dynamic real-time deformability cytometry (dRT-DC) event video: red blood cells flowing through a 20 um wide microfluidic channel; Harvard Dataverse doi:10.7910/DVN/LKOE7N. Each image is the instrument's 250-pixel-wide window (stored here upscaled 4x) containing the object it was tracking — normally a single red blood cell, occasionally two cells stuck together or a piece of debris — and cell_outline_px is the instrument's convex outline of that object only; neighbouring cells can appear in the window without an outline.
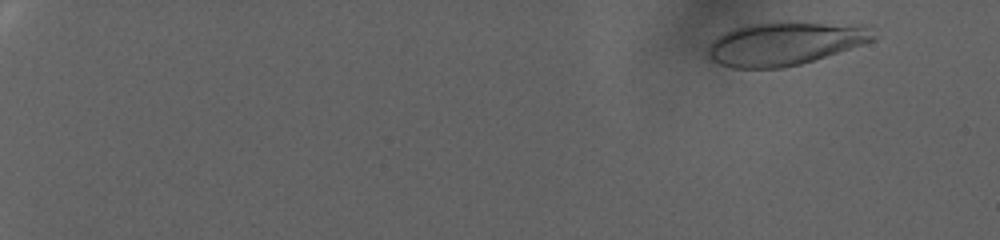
{"species": "human", "species_latin": "Homo sapiens", "temperature_condition": "warm", "stored_images_in_passage": 90, "camera_frame_rate_fps": 3000, "um_per_image_px": 0.085, "donor": {"sex": "female"}, "frame": {"image": 1, "passage_image": 6, "time_ms": 1.667, "image_size_px": [1000, 240], "cell_outline_px": [[876, 40], [800, 64], [780, 68], [732, 68], [720, 64], [712, 60], [708, 56], [708, 48], [724, 32], [748, 24], [788, 20], [868, 28], [876, 36]], "centroid_in_image_um": [66.66, 3.7], "position_along_channel_um": 18.3, "area_um2": 41.1}}
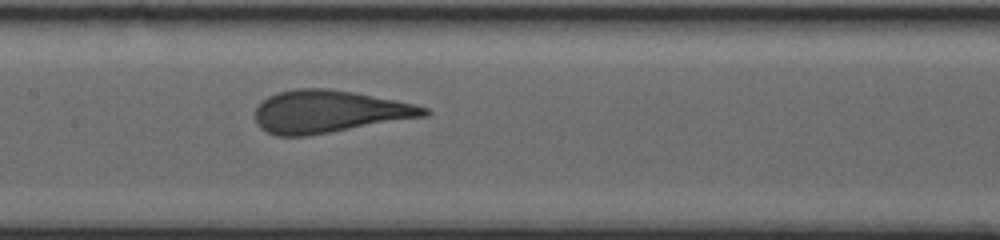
{"frame": {"image": 2, "passage_image": 51, "time_ms": 16.667, "image_size_px": [1000, 240], "cell_outline_px": [[432, 112], [428, 116], [304, 136], [276, 136], [260, 128], [256, 124], [256, 108], [268, 96], [280, 92], [296, 88], [328, 88], [352, 92], [396, 100], [416, 104], [428, 108]], "centroid_in_image_um": [27.99, 9.48], "position_along_channel_um": 179.4, "area_um2": 41.62}}
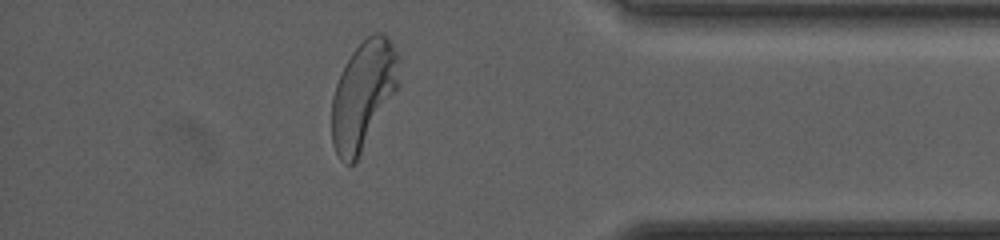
{"frame": {"image": 3, "passage_image": 81, "time_ms": 26.667, "image_size_px": [1000, 240], "cell_outline_px": [[400, 84], [356, 160], [352, 164], [344, 164], [340, 160], [332, 144], [332, 96], [336, 84], [344, 64], [352, 52], [372, 32], [380, 32], [388, 36], [400, 56]], "centroid_in_image_um": [30.89, 8.01], "position_along_channel_um": 404.3, "area_um2": 42.31}}